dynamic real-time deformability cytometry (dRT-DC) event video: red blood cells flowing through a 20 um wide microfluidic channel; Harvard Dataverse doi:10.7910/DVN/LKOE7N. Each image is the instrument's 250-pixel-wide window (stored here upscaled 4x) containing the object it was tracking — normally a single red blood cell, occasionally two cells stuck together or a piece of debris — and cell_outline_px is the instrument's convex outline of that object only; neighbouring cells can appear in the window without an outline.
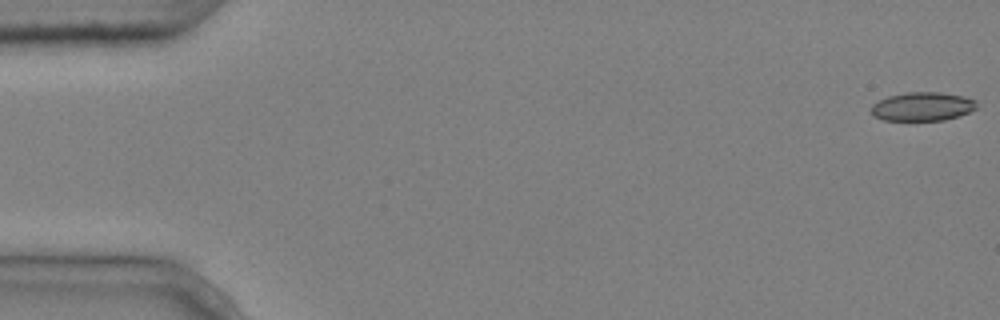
{"species": "common noctule bat (a hibernating species)", "species_latin": "Nyctalus noctula", "temperature_condition": "cold", "stored_images_in_passage": 9, "camera_frame_rate_fps": 3000, "um_per_image_px": 0.085, "animal": {"sex": "male", "body_mass_g": 20.4}, "frame": {"image": 1, "passage_image": 1, "time_ms": 0.0, "image_size_px": [1000, 320], "cell_outline_px": [[976, 108], [960, 116], [944, 120], [884, 120], [876, 116], [872, 112], [872, 104], [888, 96], [908, 92], [940, 92], [964, 96], [976, 100]], "centroid_in_image_um": [78.44, 9.05], "position_along_channel_um": 6.6, "area_um2": 17.51}}
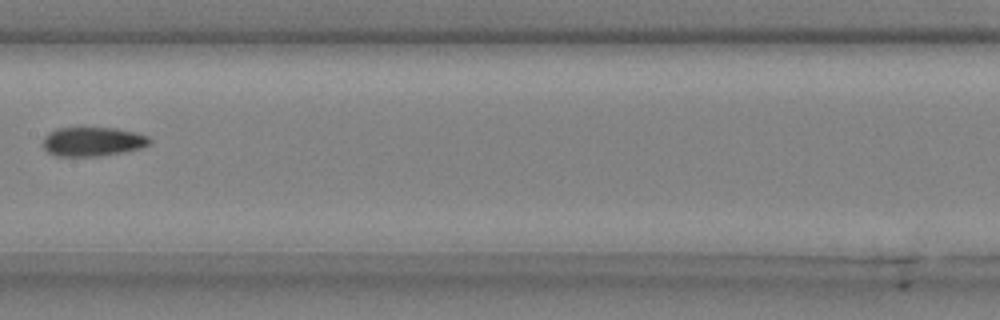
{"frame": {"image": 2, "passage_image": 8, "time_ms": 2.333, "image_size_px": [1000, 320], "cell_outline_px": [[152, 140], [148, 144], [140, 148], [124, 152], [100, 156], [56, 156], [48, 152], [44, 148], [44, 136], [48, 132], [56, 128], [116, 128], [136, 132], [148, 136]], "centroid_in_image_um": [7.88, 12.03], "position_along_channel_um": 199.5, "area_um2": 18.15}}
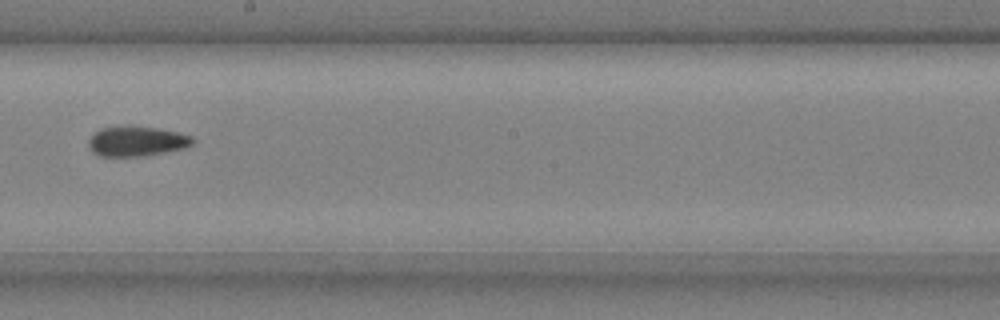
{"frame": {"image": 3, "passage_image": 9, "time_ms": 2.667, "image_size_px": [1000, 320], "cell_outline_px": [[196, 140], [192, 144], [184, 148], [144, 156], [100, 156], [92, 152], [88, 148], [88, 140], [100, 128], [124, 124], [156, 128], [176, 132], [192, 136]], "centroid_in_image_um": [11.58, 11.99], "position_along_channel_um": 236.6, "area_um2": 18.44}}